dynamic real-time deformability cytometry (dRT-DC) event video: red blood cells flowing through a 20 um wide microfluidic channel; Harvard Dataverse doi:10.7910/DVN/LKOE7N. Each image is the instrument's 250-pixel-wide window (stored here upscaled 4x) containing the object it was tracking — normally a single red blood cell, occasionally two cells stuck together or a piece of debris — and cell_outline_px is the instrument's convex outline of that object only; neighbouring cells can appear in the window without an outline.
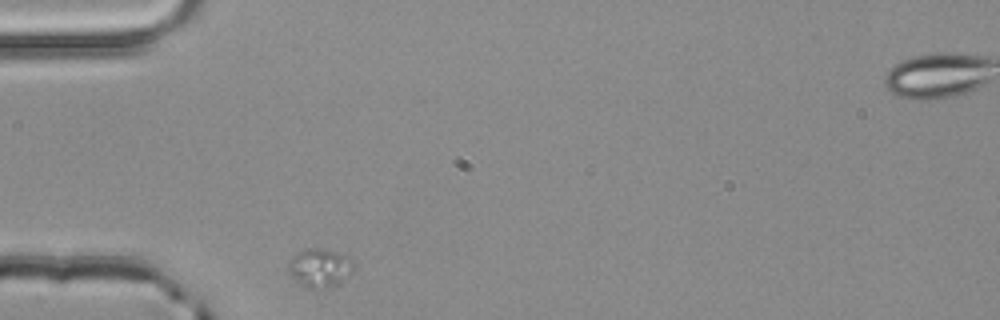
{"species": "common noctule bat (a hibernating species)", "species_latin": "Nyctalus noctula", "temperature_condition": "room temperature", "stored_images_in_passage": 2, "segment_of_instrument_passage": [1, 2], "camera_frame_rate_fps": 3000, "um_per_image_px": 0.085, "animal": {"sex": "male", "body_mass_g": 20.4}, "frame": {"image": 1, "passage_image": 1, "time_ms": 0.0, "image_size_px": [1000, 320], "cell_outline_px": [[352, 272], [340, 284], [328, 288], [304, 288], [288, 272], [288, 264], [292, 256], [304, 248], [320, 248], [332, 252], [352, 260]], "centroid_in_image_um": [27.13, 22.8], "position_along_channel_um": 57.9, "area_um2": 14.51}}